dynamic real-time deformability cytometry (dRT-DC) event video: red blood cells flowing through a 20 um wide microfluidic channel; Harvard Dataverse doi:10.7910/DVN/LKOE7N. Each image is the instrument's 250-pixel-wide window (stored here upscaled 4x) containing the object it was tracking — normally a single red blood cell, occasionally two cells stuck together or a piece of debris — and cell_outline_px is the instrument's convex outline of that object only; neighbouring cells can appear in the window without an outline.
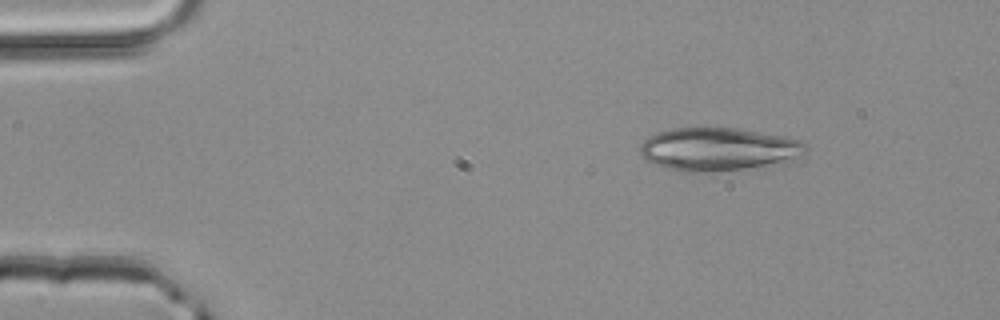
{"species": "common noctule bat (a hibernating species)", "species_latin": "Nyctalus noctula", "temperature_condition": "room temperature", "stored_images_in_passage": 4, "segment_of_instrument_passage": [2, 2], "camera_frame_rate_fps": 3000, "um_per_image_px": 0.085, "animal": {"sex": "male", "body_mass_g": 20.4}, "frame": {"image": 1, "passage_image": 4, "time_ms": 1.0, "image_size_px": [1000, 320], "cell_outline_px": [[808, 148], [804, 152], [780, 160], [748, 168], [704, 172], [684, 172], [656, 164], [644, 160], [640, 156], [640, 144], [648, 136], [656, 132], [672, 128], [704, 124], [708, 124], [740, 128], [784, 136], [800, 140], [808, 144]], "centroid_in_image_um": [60.92, 12.6], "position_along_channel_um": 24.1, "area_um2": 41.96}}